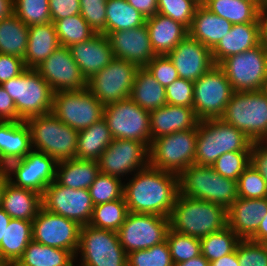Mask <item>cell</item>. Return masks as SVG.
<instances>
[{
	"instance_id": "obj_65",
	"label": "cell",
	"mask_w": 267,
	"mask_h": 266,
	"mask_svg": "<svg viewBox=\"0 0 267 266\" xmlns=\"http://www.w3.org/2000/svg\"><path fill=\"white\" fill-rule=\"evenodd\" d=\"M7 182H8V178H7L6 172H4L0 176V207H1L3 190Z\"/></svg>"
},
{
	"instance_id": "obj_15",
	"label": "cell",
	"mask_w": 267,
	"mask_h": 266,
	"mask_svg": "<svg viewBox=\"0 0 267 266\" xmlns=\"http://www.w3.org/2000/svg\"><path fill=\"white\" fill-rule=\"evenodd\" d=\"M138 68L132 62L114 58L107 66L87 80V89L104 106L130 98Z\"/></svg>"
},
{
	"instance_id": "obj_49",
	"label": "cell",
	"mask_w": 267,
	"mask_h": 266,
	"mask_svg": "<svg viewBox=\"0 0 267 266\" xmlns=\"http://www.w3.org/2000/svg\"><path fill=\"white\" fill-rule=\"evenodd\" d=\"M238 197L245 199L267 198V184L261 174L249 165L237 180Z\"/></svg>"
},
{
	"instance_id": "obj_8",
	"label": "cell",
	"mask_w": 267,
	"mask_h": 266,
	"mask_svg": "<svg viewBox=\"0 0 267 266\" xmlns=\"http://www.w3.org/2000/svg\"><path fill=\"white\" fill-rule=\"evenodd\" d=\"M197 128L152 139L149 166L179 175L194 164Z\"/></svg>"
},
{
	"instance_id": "obj_21",
	"label": "cell",
	"mask_w": 267,
	"mask_h": 266,
	"mask_svg": "<svg viewBox=\"0 0 267 266\" xmlns=\"http://www.w3.org/2000/svg\"><path fill=\"white\" fill-rule=\"evenodd\" d=\"M173 62L179 78L196 81L214 65L211 50L187 35L167 55Z\"/></svg>"
},
{
	"instance_id": "obj_10",
	"label": "cell",
	"mask_w": 267,
	"mask_h": 266,
	"mask_svg": "<svg viewBox=\"0 0 267 266\" xmlns=\"http://www.w3.org/2000/svg\"><path fill=\"white\" fill-rule=\"evenodd\" d=\"M105 106L86 88L53 94L52 114L61 122L80 131L104 116Z\"/></svg>"
},
{
	"instance_id": "obj_22",
	"label": "cell",
	"mask_w": 267,
	"mask_h": 266,
	"mask_svg": "<svg viewBox=\"0 0 267 266\" xmlns=\"http://www.w3.org/2000/svg\"><path fill=\"white\" fill-rule=\"evenodd\" d=\"M115 58L145 67L156 55L151 47L147 25L115 31L107 35Z\"/></svg>"
},
{
	"instance_id": "obj_4",
	"label": "cell",
	"mask_w": 267,
	"mask_h": 266,
	"mask_svg": "<svg viewBox=\"0 0 267 266\" xmlns=\"http://www.w3.org/2000/svg\"><path fill=\"white\" fill-rule=\"evenodd\" d=\"M179 194L219 204L228 209L238 198L237 181L211 166L192 164L178 175Z\"/></svg>"
},
{
	"instance_id": "obj_62",
	"label": "cell",
	"mask_w": 267,
	"mask_h": 266,
	"mask_svg": "<svg viewBox=\"0 0 267 266\" xmlns=\"http://www.w3.org/2000/svg\"><path fill=\"white\" fill-rule=\"evenodd\" d=\"M14 14V0H0V21Z\"/></svg>"
},
{
	"instance_id": "obj_20",
	"label": "cell",
	"mask_w": 267,
	"mask_h": 266,
	"mask_svg": "<svg viewBox=\"0 0 267 266\" xmlns=\"http://www.w3.org/2000/svg\"><path fill=\"white\" fill-rule=\"evenodd\" d=\"M35 70L50 85L54 93L87 88V80L68 47L59 46Z\"/></svg>"
},
{
	"instance_id": "obj_35",
	"label": "cell",
	"mask_w": 267,
	"mask_h": 266,
	"mask_svg": "<svg viewBox=\"0 0 267 266\" xmlns=\"http://www.w3.org/2000/svg\"><path fill=\"white\" fill-rule=\"evenodd\" d=\"M112 140L106 120L100 119L88 128L79 131L76 159L97 161Z\"/></svg>"
},
{
	"instance_id": "obj_42",
	"label": "cell",
	"mask_w": 267,
	"mask_h": 266,
	"mask_svg": "<svg viewBox=\"0 0 267 266\" xmlns=\"http://www.w3.org/2000/svg\"><path fill=\"white\" fill-rule=\"evenodd\" d=\"M241 239L228 227L200 238L201 254L209 261H215L232 253Z\"/></svg>"
},
{
	"instance_id": "obj_14",
	"label": "cell",
	"mask_w": 267,
	"mask_h": 266,
	"mask_svg": "<svg viewBox=\"0 0 267 266\" xmlns=\"http://www.w3.org/2000/svg\"><path fill=\"white\" fill-rule=\"evenodd\" d=\"M169 228V217L128 212L117 233L120 244L129 254L163 243Z\"/></svg>"
},
{
	"instance_id": "obj_50",
	"label": "cell",
	"mask_w": 267,
	"mask_h": 266,
	"mask_svg": "<svg viewBox=\"0 0 267 266\" xmlns=\"http://www.w3.org/2000/svg\"><path fill=\"white\" fill-rule=\"evenodd\" d=\"M237 258L239 266H267V243L240 240Z\"/></svg>"
},
{
	"instance_id": "obj_32",
	"label": "cell",
	"mask_w": 267,
	"mask_h": 266,
	"mask_svg": "<svg viewBox=\"0 0 267 266\" xmlns=\"http://www.w3.org/2000/svg\"><path fill=\"white\" fill-rule=\"evenodd\" d=\"M100 173L95 160L69 159L57 162L56 181L72 189H89Z\"/></svg>"
},
{
	"instance_id": "obj_61",
	"label": "cell",
	"mask_w": 267,
	"mask_h": 266,
	"mask_svg": "<svg viewBox=\"0 0 267 266\" xmlns=\"http://www.w3.org/2000/svg\"><path fill=\"white\" fill-rule=\"evenodd\" d=\"M249 240L258 243H267V213L266 216L262 219L258 230Z\"/></svg>"
},
{
	"instance_id": "obj_13",
	"label": "cell",
	"mask_w": 267,
	"mask_h": 266,
	"mask_svg": "<svg viewBox=\"0 0 267 266\" xmlns=\"http://www.w3.org/2000/svg\"><path fill=\"white\" fill-rule=\"evenodd\" d=\"M234 90L224 70L214 65L194 81L193 108L200 120L220 118Z\"/></svg>"
},
{
	"instance_id": "obj_48",
	"label": "cell",
	"mask_w": 267,
	"mask_h": 266,
	"mask_svg": "<svg viewBox=\"0 0 267 266\" xmlns=\"http://www.w3.org/2000/svg\"><path fill=\"white\" fill-rule=\"evenodd\" d=\"M249 165L250 152H227L218 157L211 167L221 176L237 181Z\"/></svg>"
},
{
	"instance_id": "obj_53",
	"label": "cell",
	"mask_w": 267,
	"mask_h": 266,
	"mask_svg": "<svg viewBox=\"0 0 267 266\" xmlns=\"http://www.w3.org/2000/svg\"><path fill=\"white\" fill-rule=\"evenodd\" d=\"M145 67L164 87L179 78L173 62L167 55H156Z\"/></svg>"
},
{
	"instance_id": "obj_31",
	"label": "cell",
	"mask_w": 267,
	"mask_h": 266,
	"mask_svg": "<svg viewBox=\"0 0 267 266\" xmlns=\"http://www.w3.org/2000/svg\"><path fill=\"white\" fill-rule=\"evenodd\" d=\"M60 45L53 22L29 26L28 43L24 55L27 69H35Z\"/></svg>"
},
{
	"instance_id": "obj_3",
	"label": "cell",
	"mask_w": 267,
	"mask_h": 266,
	"mask_svg": "<svg viewBox=\"0 0 267 266\" xmlns=\"http://www.w3.org/2000/svg\"><path fill=\"white\" fill-rule=\"evenodd\" d=\"M194 164L212 166L227 152H250L252 141L220 118L200 120L197 126Z\"/></svg>"
},
{
	"instance_id": "obj_9",
	"label": "cell",
	"mask_w": 267,
	"mask_h": 266,
	"mask_svg": "<svg viewBox=\"0 0 267 266\" xmlns=\"http://www.w3.org/2000/svg\"><path fill=\"white\" fill-rule=\"evenodd\" d=\"M80 266H127V254L117 232L84 225L80 230Z\"/></svg>"
},
{
	"instance_id": "obj_24",
	"label": "cell",
	"mask_w": 267,
	"mask_h": 266,
	"mask_svg": "<svg viewBox=\"0 0 267 266\" xmlns=\"http://www.w3.org/2000/svg\"><path fill=\"white\" fill-rule=\"evenodd\" d=\"M267 213V198L238 197L227 209L228 227L241 239L249 240Z\"/></svg>"
},
{
	"instance_id": "obj_47",
	"label": "cell",
	"mask_w": 267,
	"mask_h": 266,
	"mask_svg": "<svg viewBox=\"0 0 267 266\" xmlns=\"http://www.w3.org/2000/svg\"><path fill=\"white\" fill-rule=\"evenodd\" d=\"M201 0H158V13L190 28Z\"/></svg>"
},
{
	"instance_id": "obj_58",
	"label": "cell",
	"mask_w": 267,
	"mask_h": 266,
	"mask_svg": "<svg viewBox=\"0 0 267 266\" xmlns=\"http://www.w3.org/2000/svg\"><path fill=\"white\" fill-rule=\"evenodd\" d=\"M134 9L138 10L146 19L158 13V0H126Z\"/></svg>"
},
{
	"instance_id": "obj_44",
	"label": "cell",
	"mask_w": 267,
	"mask_h": 266,
	"mask_svg": "<svg viewBox=\"0 0 267 266\" xmlns=\"http://www.w3.org/2000/svg\"><path fill=\"white\" fill-rule=\"evenodd\" d=\"M88 190L96 206L121 199L124 193V183L117 177L100 172Z\"/></svg>"
},
{
	"instance_id": "obj_19",
	"label": "cell",
	"mask_w": 267,
	"mask_h": 266,
	"mask_svg": "<svg viewBox=\"0 0 267 266\" xmlns=\"http://www.w3.org/2000/svg\"><path fill=\"white\" fill-rule=\"evenodd\" d=\"M81 225L41 208L32 221L33 241L77 254Z\"/></svg>"
},
{
	"instance_id": "obj_63",
	"label": "cell",
	"mask_w": 267,
	"mask_h": 266,
	"mask_svg": "<svg viewBox=\"0 0 267 266\" xmlns=\"http://www.w3.org/2000/svg\"><path fill=\"white\" fill-rule=\"evenodd\" d=\"M173 266H210V262L202 255L191 258L188 261L174 264Z\"/></svg>"
},
{
	"instance_id": "obj_27",
	"label": "cell",
	"mask_w": 267,
	"mask_h": 266,
	"mask_svg": "<svg viewBox=\"0 0 267 266\" xmlns=\"http://www.w3.org/2000/svg\"><path fill=\"white\" fill-rule=\"evenodd\" d=\"M146 25L155 55H168L188 35L184 25L159 13L147 18Z\"/></svg>"
},
{
	"instance_id": "obj_59",
	"label": "cell",
	"mask_w": 267,
	"mask_h": 266,
	"mask_svg": "<svg viewBox=\"0 0 267 266\" xmlns=\"http://www.w3.org/2000/svg\"><path fill=\"white\" fill-rule=\"evenodd\" d=\"M259 44L267 49V8L259 15Z\"/></svg>"
},
{
	"instance_id": "obj_39",
	"label": "cell",
	"mask_w": 267,
	"mask_h": 266,
	"mask_svg": "<svg viewBox=\"0 0 267 266\" xmlns=\"http://www.w3.org/2000/svg\"><path fill=\"white\" fill-rule=\"evenodd\" d=\"M146 24V18L134 9L126 0H107L106 35L140 27Z\"/></svg>"
},
{
	"instance_id": "obj_68",
	"label": "cell",
	"mask_w": 267,
	"mask_h": 266,
	"mask_svg": "<svg viewBox=\"0 0 267 266\" xmlns=\"http://www.w3.org/2000/svg\"><path fill=\"white\" fill-rule=\"evenodd\" d=\"M5 172V165L0 161V176Z\"/></svg>"
},
{
	"instance_id": "obj_40",
	"label": "cell",
	"mask_w": 267,
	"mask_h": 266,
	"mask_svg": "<svg viewBox=\"0 0 267 266\" xmlns=\"http://www.w3.org/2000/svg\"><path fill=\"white\" fill-rule=\"evenodd\" d=\"M128 208L124 196L107 203L94 206L92 217L88 225L118 232L128 214Z\"/></svg>"
},
{
	"instance_id": "obj_7",
	"label": "cell",
	"mask_w": 267,
	"mask_h": 266,
	"mask_svg": "<svg viewBox=\"0 0 267 266\" xmlns=\"http://www.w3.org/2000/svg\"><path fill=\"white\" fill-rule=\"evenodd\" d=\"M2 86L15 103L18 121L52 112L54 91L35 69H26Z\"/></svg>"
},
{
	"instance_id": "obj_25",
	"label": "cell",
	"mask_w": 267,
	"mask_h": 266,
	"mask_svg": "<svg viewBox=\"0 0 267 266\" xmlns=\"http://www.w3.org/2000/svg\"><path fill=\"white\" fill-rule=\"evenodd\" d=\"M200 119L194 108L187 106L164 105L150 111L151 141L178 131L197 128Z\"/></svg>"
},
{
	"instance_id": "obj_5",
	"label": "cell",
	"mask_w": 267,
	"mask_h": 266,
	"mask_svg": "<svg viewBox=\"0 0 267 266\" xmlns=\"http://www.w3.org/2000/svg\"><path fill=\"white\" fill-rule=\"evenodd\" d=\"M25 122L30 128L32 150L45 153L57 162L76 158L79 131L61 122L52 112Z\"/></svg>"
},
{
	"instance_id": "obj_41",
	"label": "cell",
	"mask_w": 267,
	"mask_h": 266,
	"mask_svg": "<svg viewBox=\"0 0 267 266\" xmlns=\"http://www.w3.org/2000/svg\"><path fill=\"white\" fill-rule=\"evenodd\" d=\"M52 22L61 46L69 47L87 41L96 34L80 14Z\"/></svg>"
},
{
	"instance_id": "obj_64",
	"label": "cell",
	"mask_w": 267,
	"mask_h": 266,
	"mask_svg": "<svg viewBox=\"0 0 267 266\" xmlns=\"http://www.w3.org/2000/svg\"><path fill=\"white\" fill-rule=\"evenodd\" d=\"M10 220L11 217L0 207V243L4 239V233Z\"/></svg>"
},
{
	"instance_id": "obj_57",
	"label": "cell",
	"mask_w": 267,
	"mask_h": 266,
	"mask_svg": "<svg viewBox=\"0 0 267 266\" xmlns=\"http://www.w3.org/2000/svg\"><path fill=\"white\" fill-rule=\"evenodd\" d=\"M0 121H18L15 103L2 85H0Z\"/></svg>"
},
{
	"instance_id": "obj_69",
	"label": "cell",
	"mask_w": 267,
	"mask_h": 266,
	"mask_svg": "<svg viewBox=\"0 0 267 266\" xmlns=\"http://www.w3.org/2000/svg\"><path fill=\"white\" fill-rule=\"evenodd\" d=\"M0 266H9L0 256Z\"/></svg>"
},
{
	"instance_id": "obj_60",
	"label": "cell",
	"mask_w": 267,
	"mask_h": 266,
	"mask_svg": "<svg viewBox=\"0 0 267 266\" xmlns=\"http://www.w3.org/2000/svg\"><path fill=\"white\" fill-rule=\"evenodd\" d=\"M210 266H239L236 249L227 255L222 256L218 260L210 262Z\"/></svg>"
},
{
	"instance_id": "obj_51",
	"label": "cell",
	"mask_w": 267,
	"mask_h": 266,
	"mask_svg": "<svg viewBox=\"0 0 267 266\" xmlns=\"http://www.w3.org/2000/svg\"><path fill=\"white\" fill-rule=\"evenodd\" d=\"M80 15L96 32L106 35L107 0H79Z\"/></svg>"
},
{
	"instance_id": "obj_43",
	"label": "cell",
	"mask_w": 267,
	"mask_h": 266,
	"mask_svg": "<svg viewBox=\"0 0 267 266\" xmlns=\"http://www.w3.org/2000/svg\"><path fill=\"white\" fill-rule=\"evenodd\" d=\"M166 241L174 264H179L201 254L200 238L185 235L169 228Z\"/></svg>"
},
{
	"instance_id": "obj_16",
	"label": "cell",
	"mask_w": 267,
	"mask_h": 266,
	"mask_svg": "<svg viewBox=\"0 0 267 266\" xmlns=\"http://www.w3.org/2000/svg\"><path fill=\"white\" fill-rule=\"evenodd\" d=\"M56 166L57 161L54 158L31 150L24 158L8 163L5 172L8 182L15 187L43 194L46 187L56 179Z\"/></svg>"
},
{
	"instance_id": "obj_34",
	"label": "cell",
	"mask_w": 267,
	"mask_h": 266,
	"mask_svg": "<svg viewBox=\"0 0 267 266\" xmlns=\"http://www.w3.org/2000/svg\"><path fill=\"white\" fill-rule=\"evenodd\" d=\"M32 240V221L11 218L0 243L1 258L14 266Z\"/></svg>"
},
{
	"instance_id": "obj_38",
	"label": "cell",
	"mask_w": 267,
	"mask_h": 266,
	"mask_svg": "<svg viewBox=\"0 0 267 266\" xmlns=\"http://www.w3.org/2000/svg\"><path fill=\"white\" fill-rule=\"evenodd\" d=\"M29 26L15 14L0 21V53L24 59Z\"/></svg>"
},
{
	"instance_id": "obj_37",
	"label": "cell",
	"mask_w": 267,
	"mask_h": 266,
	"mask_svg": "<svg viewBox=\"0 0 267 266\" xmlns=\"http://www.w3.org/2000/svg\"><path fill=\"white\" fill-rule=\"evenodd\" d=\"M75 255L65 249L31 241L14 266H74Z\"/></svg>"
},
{
	"instance_id": "obj_2",
	"label": "cell",
	"mask_w": 267,
	"mask_h": 266,
	"mask_svg": "<svg viewBox=\"0 0 267 266\" xmlns=\"http://www.w3.org/2000/svg\"><path fill=\"white\" fill-rule=\"evenodd\" d=\"M169 219L172 230L197 238L228 226L227 209L224 206L181 194L176 197Z\"/></svg>"
},
{
	"instance_id": "obj_56",
	"label": "cell",
	"mask_w": 267,
	"mask_h": 266,
	"mask_svg": "<svg viewBox=\"0 0 267 266\" xmlns=\"http://www.w3.org/2000/svg\"><path fill=\"white\" fill-rule=\"evenodd\" d=\"M250 165L261 174L267 184V141H256L252 143Z\"/></svg>"
},
{
	"instance_id": "obj_33",
	"label": "cell",
	"mask_w": 267,
	"mask_h": 266,
	"mask_svg": "<svg viewBox=\"0 0 267 266\" xmlns=\"http://www.w3.org/2000/svg\"><path fill=\"white\" fill-rule=\"evenodd\" d=\"M130 98L148 111L167 105L165 87L159 84L146 67L137 69Z\"/></svg>"
},
{
	"instance_id": "obj_30",
	"label": "cell",
	"mask_w": 267,
	"mask_h": 266,
	"mask_svg": "<svg viewBox=\"0 0 267 266\" xmlns=\"http://www.w3.org/2000/svg\"><path fill=\"white\" fill-rule=\"evenodd\" d=\"M1 208L13 219L33 221L42 208V194L7 182L2 194Z\"/></svg>"
},
{
	"instance_id": "obj_23",
	"label": "cell",
	"mask_w": 267,
	"mask_h": 266,
	"mask_svg": "<svg viewBox=\"0 0 267 266\" xmlns=\"http://www.w3.org/2000/svg\"><path fill=\"white\" fill-rule=\"evenodd\" d=\"M68 48L86 80L115 58L107 35L101 33Z\"/></svg>"
},
{
	"instance_id": "obj_45",
	"label": "cell",
	"mask_w": 267,
	"mask_h": 266,
	"mask_svg": "<svg viewBox=\"0 0 267 266\" xmlns=\"http://www.w3.org/2000/svg\"><path fill=\"white\" fill-rule=\"evenodd\" d=\"M14 14L27 26L52 22L49 0H14Z\"/></svg>"
},
{
	"instance_id": "obj_1",
	"label": "cell",
	"mask_w": 267,
	"mask_h": 266,
	"mask_svg": "<svg viewBox=\"0 0 267 266\" xmlns=\"http://www.w3.org/2000/svg\"><path fill=\"white\" fill-rule=\"evenodd\" d=\"M179 194L178 175L148 166L124 184L129 212L170 217Z\"/></svg>"
},
{
	"instance_id": "obj_12",
	"label": "cell",
	"mask_w": 267,
	"mask_h": 266,
	"mask_svg": "<svg viewBox=\"0 0 267 266\" xmlns=\"http://www.w3.org/2000/svg\"><path fill=\"white\" fill-rule=\"evenodd\" d=\"M219 66L234 91H260L267 78V49L260 44L224 59Z\"/></svg>"
},
{
	"instance_id": "obj_28",
	"label": "cell",
	"mask_w": 267,
	"mask_h": 266,
	"mask_svg": "<svg viewBox=\"0 0 267 266\" xmlns=\"http://www.w3.org/2000/svg\"><path fill=\"white\" fill-rule=\"evenodd\" d=\"M31 150V132L25 121H0V161L5 166Z\"/></svg>"
},
{
	"instance_id": "obj_55",
	"label": "cell",
	"mask_w": 267,
	"mask_h": 266,
	"mask_svg": "<svg viewBox=\"0 0 267 266\" xmlns=\"http://www.w3.org/2000/svg\"><path fill=\"white\" fill-rule=\"evenodd\" d=\"M51 21L80 14L79 0H49Z\"/></svg>"
},
{
	"instance_id": "obj_17",
	"label": "cell",
	"mask_w": 267,
	"mask_h": 266,
	"mask_svg": "<svg viewBox=\"0 0 267 266\" xmlns=\"http://www.w3.org/2000/svg\"><path fill=\"white\" fill-rule=\"evenodd\" d=\"M42 208L56 215L88 225L94 208L88 189H72L54 180L42 194Z\"/></svg>"
},
{
	"instance_id": "obj_29",
	"label": "cell",
	"mask_w": 267,
	"mask_h": 266,
	"mask_svg": "<svg viewBox=\"0 0 267 266\" xmlns=\"http://www.w3.org/2000/svg\"><path fill=\"white\" fill-rule=\"evenodd\" d=\"M231 27V22L200 4L188 29V35L212 50L229 33Z\"/></svg>"
},
{
	"instance_id": "obj_11",
	"label": "cell",
	"mask_w": 267,
	"mask_h": 266,
	"mask_svg": "<svg viewBox=\"0 0 267 266\" xmlns=\"http://www.w3.org/2000/svg\"><path fill=\"white\" fill-rule=\"evenodd\" d=\"M113 139H128L150 146V111L141 108L131 98L108 104L104 116Z\"/></svg>"
},
{
	"instance_id": "obj_67",
	"label": "cell",
	"mask_w": 267,
	"mask_h": 266,
	"mask_svg": "<svg viewBox=\"0 0 267 266\" xmlns=\"http://www.w3.org/2000/svg\"><path fill=\"white\" fill-rule=\"evenodd\" d=\"M261 91L267 96V78L264 81V84H263Z\"/></svg>"
},
{
	"instance_id": "obj_54",
	"label": "cell",
	"mask_w": 267,
	"mask_h": 266,
	"mask_svg": "<svg viewBox=\"0 0 267 266\" xmlns=\"http://www.w3.org/2000/svg\"><path fill=\"white\" fill-rule=\"evenodd\" d=\"M26 69L22 58L0 53V85L19 76Z\"/></svg>"
},
{
	"instance_id": "obj_6",
	"label": "cell",
	"mask_w": 267,
	"mask_h": 266,
	"mask_svg": "<svg viewBox=\"0 0 267 266\" xmlns=\"http://www.w3.org/2000/svg\"><path fill=\"white\" fill-rule=\"evenodd\" d=\"M252 142L267 141V96L260 91H234L220 117Z\"/></svg>"
},
{
	"instance_id": "obj_52",
	"label": "cell",
	"mask_w": 267,
	"mask_h": 266,
	"mask_svg": "<svg viewBox=\"0 0 267 266\" xmlns=\"http://www.w3.org/2000/svg\"><path fill=\"white\" fill-rule=\"evenodd\" d=\"M165 90L167 104L193 108L194 82L178 78Z\"/></svg>"
},
{
	"instance_id": "obj_66",
	"label": "cell",
	"mask_w": 267,
	"mask_h": 266,
	"mask_svg": "<svg viewBox=\"0 0 267 266\" xmlns=\"http://www.w3.org/2000/svg\"><path fill=\"white\" fill-rule=\"evenodd\" d=\"M256 1L260 10L267 8V0H256Z\"/></svg>"
},
{
	"instance_id": "obj_46",
	"label": "cell",
	"mask_w": 267,
	"mask_h": 266,
	"mask_svg": "<svg viewBox=\"0 0 267 266\" xmlns=\"http://www.w3.org/2000/svg\"><path fill=\"white\" fill-rule=\"evenodd\" d=\"M167 241L127 254V266H173Z\"/></svg>"
},
{
	"instance_id": "obj_18",
	"label": "cell",
	"mask_w": 267,
	"mask_h": 266,
	"mask_svg": "<svg viewBox=\"0 0 267 266\" xmlns=\"http://www.w3.org/2000/svg\"><path fill=\"white\" fill-rule=\"evenodd\" d=\"M101 173L121 179L149 166V146L128 139H113L97 160Z\"/></svg>"
},
{
	"instance_id": "obj_26",
	"label": "cell",
	"mask_w": 267,
	"mask_h": 266,
	"mask_svg": "<svg viewBox=\"0 0 267 266\" xmlns=\"http://www.w3.org/2000/svg\"><path fill=\"white\" fill-rule=\"evenodd\" d=\"M259 45V22L232 24L227 35L211 50L215 65L229 56L245 52Z\"/></svg>"
},
{
	"instance_id": "obj_36",
	"label": "cell",
	"mask_w": 267,
	"mask_h": 266,
	"mask_svg": "<svg viewBox=\"0 0 267 266\" xmlns=\"http://www.w3.org/2000/svg\"><path fill=\"white\" fill-rule=\"evenodd\" d=\"M201 4L232 24L259 22L261 10L256 0H201Z\"/></svg>"
}]
</instances>
